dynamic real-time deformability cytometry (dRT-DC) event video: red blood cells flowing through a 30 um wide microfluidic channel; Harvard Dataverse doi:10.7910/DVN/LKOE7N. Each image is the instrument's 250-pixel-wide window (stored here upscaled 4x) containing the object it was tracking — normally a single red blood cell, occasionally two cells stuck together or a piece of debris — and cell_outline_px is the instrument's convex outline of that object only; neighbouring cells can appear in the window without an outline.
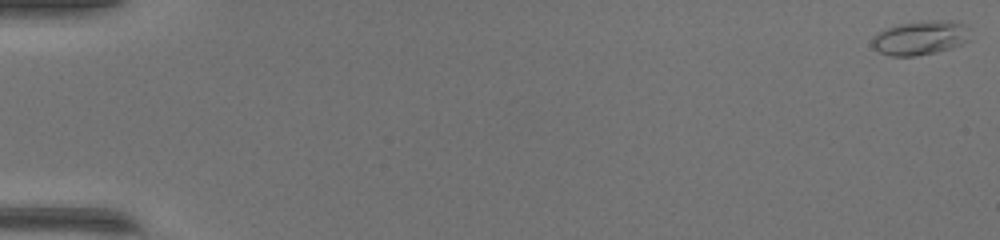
{"species": "common noctule bat (a hibernating species)", "species_latin": "Nyctalus noctula", "temperature_condition": "warm", "stored_images_in_passage": 50, "camera_frame_rate_fps": 3000, "um_per_image_px": 0.085, "animal": {"sex": "female", "body_mass_g": 17.0, "forearm_length_mm": 48.0}, "frame": {"image": 1, "passage_image": 1, "time_ms": 0.0, "image_size_px": [1000, 240], "cell_outline_px": [[968, 40], [952, 48], [936, 52], [912, 56], [892, 56], [880, 52], [872, 44], [872, 40], [876, 32], [900, 24], [920, 20], [956, 20], [964, 24], [968, 28]], "centroid_in_image_um": [78.24, 3.19], "position_along_channel_um": 6.8, "area_um2": 19.48}}
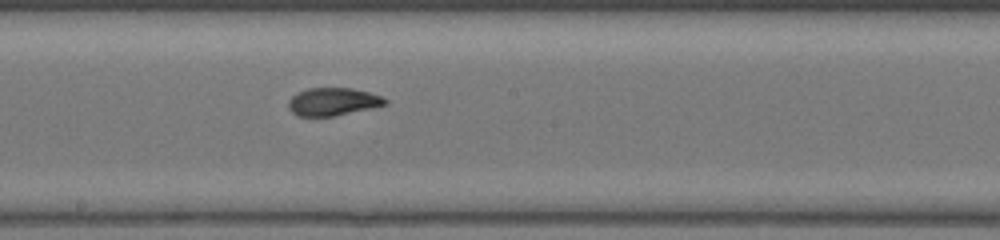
{"frame": {"image": 2, "passage_image": 29, "time_ms": 9.333, "image_size_px": [1000, 240], "cell_outline_px": [[388, 104], [372, 108], [332, 116], [296, 116], [288, 108], [288, 100], [296, 92], [308, 88], [352, 88], [368, 92], [380, 96], [388, 100]], "centroid_in_image_um": [28.27, 8.64], "position_along_channel_um": 219.9, "area_um2": 15.72}}
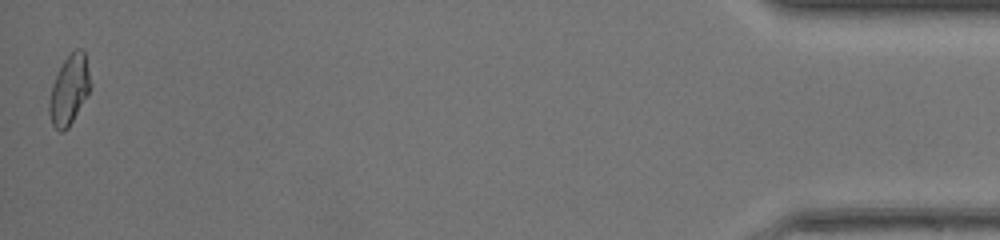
{"frame": {"image": 3, "passage_image": 50, "time_ms": 16.333, "image_size_px": [1000, 240], "cell_outline_px": [[92, 88], [68, 128], [64, 132], [60, 132], [52, 124], [48, 112], [48, 104], [52, 84], [64, 60], [76, 48], [80, 48], [84, 52], [92, 84]], "centroid_in_image_um": [5.89, 7.67], "position_along_channel_um": 429.3, "area_um2": 16.7}, "authors_computed_cell_mechanics": {"area_um2": 16.4152, "velocity_mm_per_s": 4.285, "shape_relaxation_time_tau1_ms": 3.9146, "shape_relaxation_time_tau2_ms": 0.977, "deformation_change_tau1": 0.1832, "deformation_change_tau2": 0.0617}}